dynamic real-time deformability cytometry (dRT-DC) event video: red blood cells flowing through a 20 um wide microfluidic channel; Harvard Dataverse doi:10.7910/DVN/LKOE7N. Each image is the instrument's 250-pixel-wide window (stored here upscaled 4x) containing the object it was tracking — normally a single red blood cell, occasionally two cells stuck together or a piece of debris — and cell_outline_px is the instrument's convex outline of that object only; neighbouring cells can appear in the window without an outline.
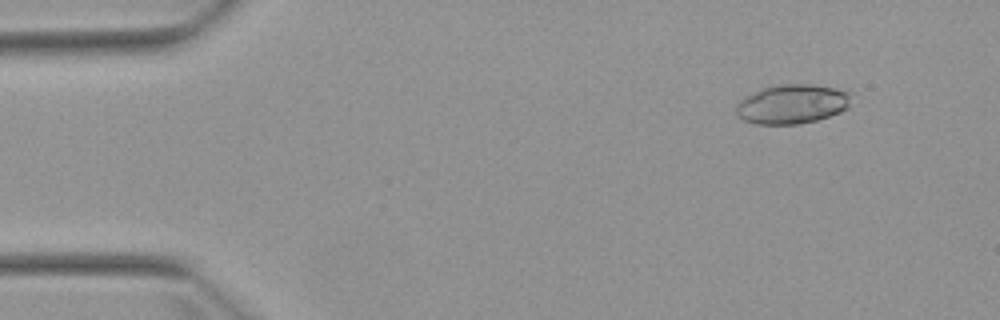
{"species": "Egyptian fruit bat (a non-hibernating species)", "species_latin": "Rousettus aegyptiacus", "temperature_condition": "warm", "stored_images_in_passage": 7, "camera_frame_rate_fps": 3000, "um_per_image_px": 0.085, "animal": {"sex": "female"}, "frame": {"image": 1, "passage_image": 2, "time_ms": 1.0, "image_size_px": [1000, 320], "cell_outline_px": [[852, 92], [848, 108], [840, 112], [816, 120], [800, 124], [756, 124], [744, 120], [736, 116], [736, 104], [744, 96], [760, 88], [780, 84], [812, 84]], "centroid_in_image_um": [67.3, 8.84], "position_along_channel_um": 17.7, "area_um2": 26.59}}
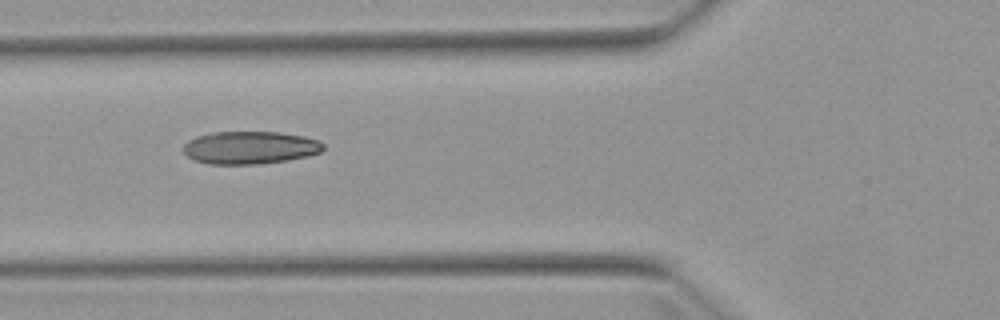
{"frame": {"image": 2, "passage_image": 6, "time_ms": 5.667, "image_size_px": [1000, 320], "cell_outline_px": [[324, 148], [320, 152], [308, 156], [288, 160], [256, 164], [208, 164], [196, 160], [188, 156], [180, 148], [188, 140], [196, 136], [212, 132], [280, 132], [304, 136], [320, 140], [324, 144]], "centroid_in_image_um": [21.25, 12.54], "position_along_channel_um": 104.6, "area_um2": 26.88}}
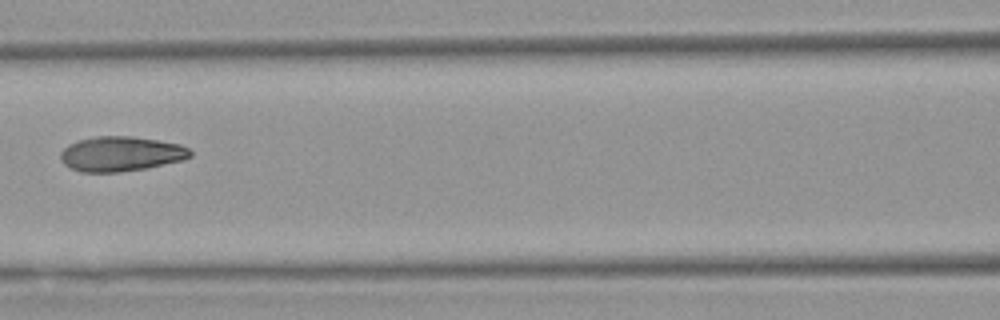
{"frame": {"image": 3, "passage_image": 7, "time_ms": 7.0, "image_size_px": [1000, 320], "cell_outline_px": [[192, 156], [184, 160], [144, 168], [116, 172], [80, 172], [68, 168], [60, 160], [60, 152], [68, 144], [80, 140], [96, 136], [132, 136], [180, 144], [188, 148], [192, 152]], "centroid_in_image_um": [10.25, 13.08], "position_along_channel_um": 156.4, "area_um2": 26.36}}